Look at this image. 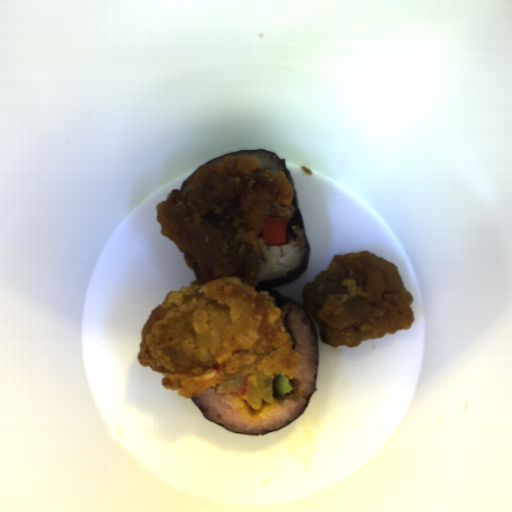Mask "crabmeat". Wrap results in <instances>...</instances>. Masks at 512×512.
<instances>
[{
    "label": "crabmeat",
    "instance_id": "obj_1",
    "mask_svg": "<svg viewBox=\"0 0 512 512\" xmlns=\"http://www.w3.org/2000/svg\"><path fill=\"white\" fill-rule=\"evenodd\" d=\"M247 384V375L229 377L223 383L217 384V388L215 391L220 394H245Z\"/></svg>",
    "mask_w": 512,
    "mask_h": 512
}]
</instances>
